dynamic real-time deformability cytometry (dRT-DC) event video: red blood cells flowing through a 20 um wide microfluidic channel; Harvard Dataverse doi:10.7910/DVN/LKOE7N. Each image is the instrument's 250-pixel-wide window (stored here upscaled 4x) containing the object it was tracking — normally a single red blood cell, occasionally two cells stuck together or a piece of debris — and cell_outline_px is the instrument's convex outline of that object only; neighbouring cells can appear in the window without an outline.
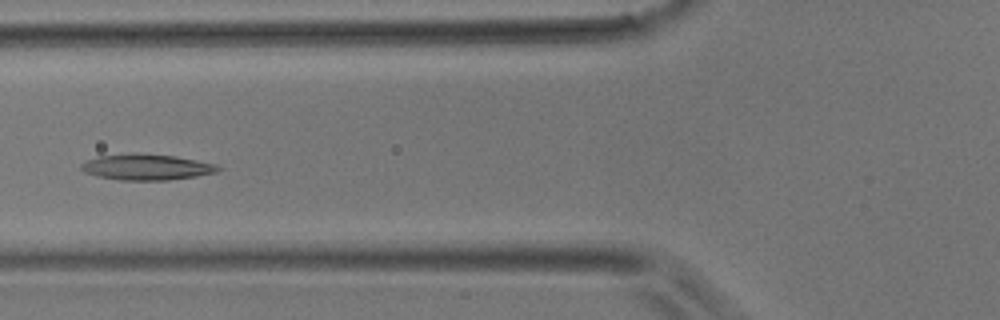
{"species": "common noctule bat (a hibernating species)", "species_latin": "Nyctalus noctula", "temperature_condition": "room temperature", "stored_images_in_passage": 5, "camera_frame_rate_fps": 3000, "um_per_image_px": 0.085, "animal": {"sex": "male", "body_mass_g": 17.9}, "frame": {"image": 1, "passage_image": 5, "time_ms": 1.333, "image_size_px": [1000, 320], "cell_outline_px": [[224, 168], [216, 172], [196, 176], [168, 180], [120, 180], [96, 176], [84, 172], [80, 168], [80, 164], [88, 160], [100, 156], [132, 152], [136, 152], [176, 156], [216, 164]], "centroid_in_image_um": [12.46, 14.19], "position_along_channel_um": 113.3, "area_um2": 20.87}}